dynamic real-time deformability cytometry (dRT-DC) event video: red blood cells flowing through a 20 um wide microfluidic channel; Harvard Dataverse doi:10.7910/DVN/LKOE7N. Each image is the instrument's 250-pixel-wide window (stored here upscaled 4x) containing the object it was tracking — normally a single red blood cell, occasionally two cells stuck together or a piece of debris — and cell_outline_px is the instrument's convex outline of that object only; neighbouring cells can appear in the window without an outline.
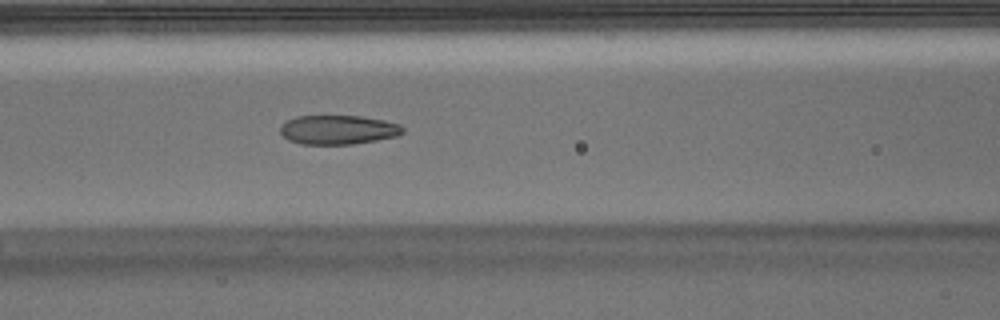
{"species": "Egyptian fruit bat (a non-hibernating species)", "species_latin": "Rousettus aegyptiacus", "temperature_condition": "warm", "stored_images_in_passage": 50, "camera_frame_rate_fps": 3000, "um_per_image_px": 0.085, "animal": {"sex": "male"}, "frame": {"image": 1, "passage_image": 22, "time_ms": 7.0, "image_size_px": [1000, 320], "cell_outline_px": [[404, 132], [396, 136], [376, 140], [352, 144], [300, 144], [288, 140], [280, 132], [280, 124], [296, 116], [360, 116], [384, 120], [400, 124], [404, 128]], "centroid_in_image_um": [28.73, 11.03], "position_along_channel_um": 137.9, "area_um2": 20.87}, "authors_computed_cell_mechanics": {"area_um2": 22.0218, "velocity_mm_per_s": 3.7728, "shape_relaxation_time_tau1_ms": null, "shape_relaxation_time_tau2_ms": 1.5533, "deformation_change_tau1": null, "deformation_change_tau2": 0.092}}